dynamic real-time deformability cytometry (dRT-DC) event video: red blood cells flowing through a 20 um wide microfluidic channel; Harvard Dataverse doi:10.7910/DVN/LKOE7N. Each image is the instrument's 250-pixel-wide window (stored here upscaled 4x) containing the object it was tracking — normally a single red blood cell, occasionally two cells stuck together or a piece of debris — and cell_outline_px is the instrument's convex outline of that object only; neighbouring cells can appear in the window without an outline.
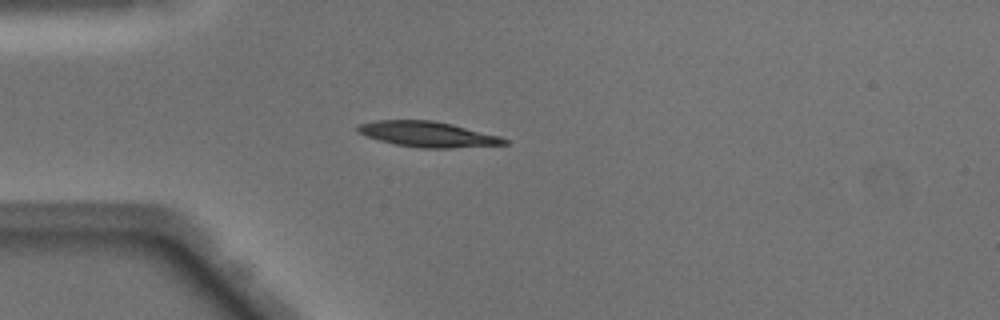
{"species": "Egyptian fruit bat (a non-hibernating species)", "species_latin": "Rousettus aegyptiacus", "temperature_condition": "warm", "stored_images_in_passage": 49, "camera_frame_rate_fps": 3000, "um_per_image_px": 0.085, "animal": {"sex": "male"}, "frame": {"image": 1, "passage_image": 13, "time_ms": 4.0, "image_size_px": [1000, 320], "cell_outline_px": [[508, 144], [452, 148], [420, 148], [396, 144], [380, 140], [356, 132], [356, 124], [376, 120], [432, 120], [452, 124], [500, 136], [508, 140]], "centroid_in_image_um": [36.34, 11.4], "position_along_channel_um": 48.7, "area_um2": 21.73}}
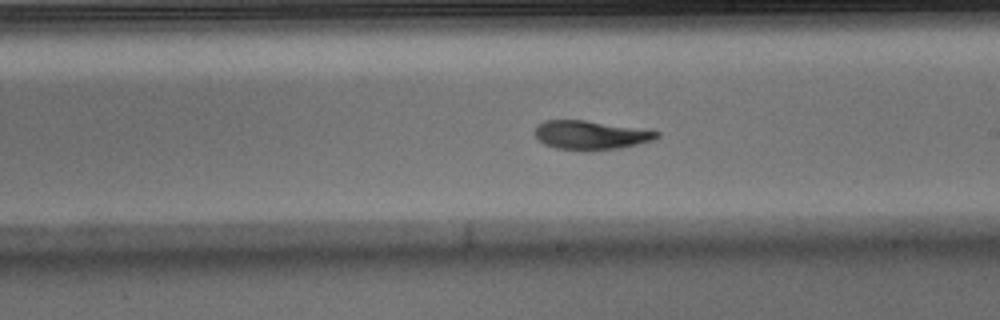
{"frame": {"image": 2, "passage_image": 28, "time_ms": 9.0, "image_size_px": [1000, 320], "cell_outline_px": [[660, 136], [656, 140], [620, 148], [584, 152], [556, 148], [544, 144], [532, 132], [536, 124], [544, 120], [584, 120], [660, 132]], "centroid_in_image_um": [50.16, 11.5], "position_along_channel_um": 238.8, "area_um2": 20.81}}
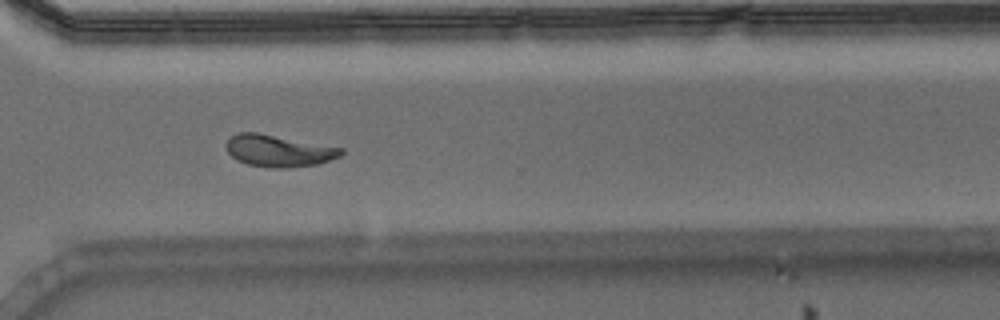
{"frame": {"image": 3, "passage_image": 36, "time_ms": 11.667, "image_size_px": [1000, 320], "cell_outline_px": [[344, 152], [340, 156], [316, 164], [288, 168], [268, 168], [248, 164], [236, 160], [224, 148], [228, 140], [236, 132], [256, 132], [344, 148]], "centroid_in_image_um": [23.65, 12.82], "position_along_channel_um": 346.9, "area_um2": 21.33}, "authors_computed_cell_mechanics": {"area_um2": 21.097, "velocity_mm_per_s": 4.0577, "shape_relaxation_time_tau1_ms": 5.0705, "shape_relaxation_time_tau2_ms": 1.9609, "deformation_change_tau1": 0.1933, "deformation_change_tau2": 0.0807}}